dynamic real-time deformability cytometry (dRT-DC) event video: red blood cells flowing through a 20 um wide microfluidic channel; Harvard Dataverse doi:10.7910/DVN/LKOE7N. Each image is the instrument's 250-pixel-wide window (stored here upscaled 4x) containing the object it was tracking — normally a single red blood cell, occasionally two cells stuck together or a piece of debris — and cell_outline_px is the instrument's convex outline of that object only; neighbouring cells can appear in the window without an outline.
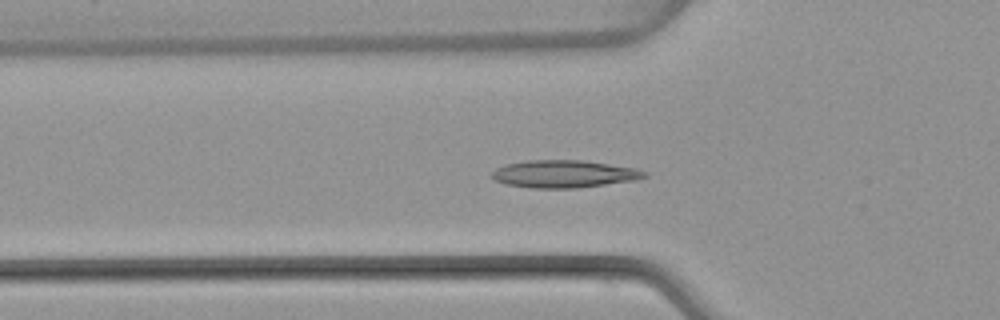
{"species": "common noctule bat (a hibernating species)", "species_latin": "Nyctalus noctula", "temperature_condition": "warm", "stored_images_in_passage": 41, "camera_frame_rate_fps": 3000, "um_per_image_px": 0.085, "animal": {"sex": "female", "body_mass_g": 22.7, "forearm_length_mm": 54.2}, "frame": {"image": 1, "passage_image": 7, "time_ms": 2.0, "image_size_px": [1000, 320], "cell_outline_px": [[648, 176], [636, 180], [576, 188], [532, 188], [504, 184], [488, 176], [496, 168], [504, 164], [528, 160], [584, 160], [636, 168], [648, 172]], "centroid_in_image_um": [47.93, 14.78], "position_along_channel_um": 77.9, "area_um2": 24.68}}
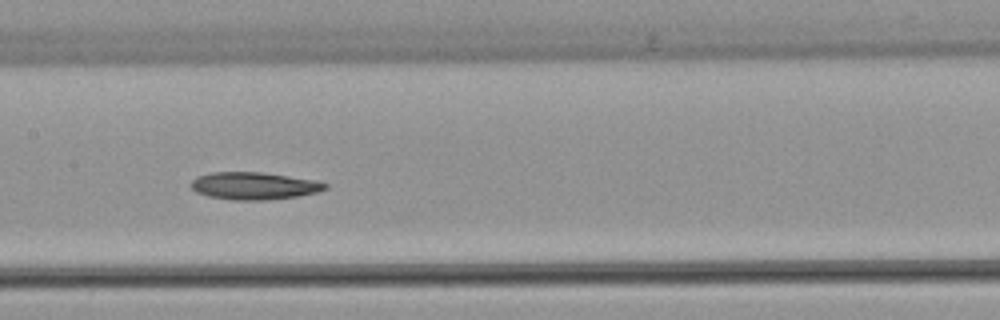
{"frame": {"image": 2, "passage_image": 15, "time_ms": 4.667, "image_size_px": [1000, 320], "cell_outline_px": [[328, 188], [316, 192], [300, 196], [268, 200], [232, 200], [208, 196], [196, 192], [188, 184], [196, 176], [212, 172], [264, 172], [320, 180], [328, 184]], "centroid_in_image_um": [21.62, 15.79], "position_along_channel_um": 185.8, "area_um2": 21.85}}
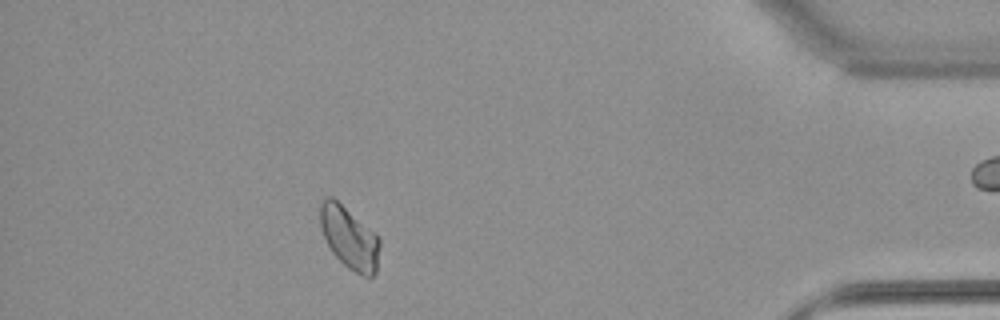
{"frame": {"image": 3, "passage_image": 35, "time_ms": 11.333, "image_size_px": [1000, 320], "cell_outline_px": [[380, 244], [376, 272], [372, 276], [364, 276], [348, 268], [332, 252], [320, 228], [320, 204], [328, 196], [332, 196], [372, 232], [380, 240]], "centroid_in_image_um": [29.67, 20.23], "position_along_channel_um": 405.5, "area_um2": 20.92}}